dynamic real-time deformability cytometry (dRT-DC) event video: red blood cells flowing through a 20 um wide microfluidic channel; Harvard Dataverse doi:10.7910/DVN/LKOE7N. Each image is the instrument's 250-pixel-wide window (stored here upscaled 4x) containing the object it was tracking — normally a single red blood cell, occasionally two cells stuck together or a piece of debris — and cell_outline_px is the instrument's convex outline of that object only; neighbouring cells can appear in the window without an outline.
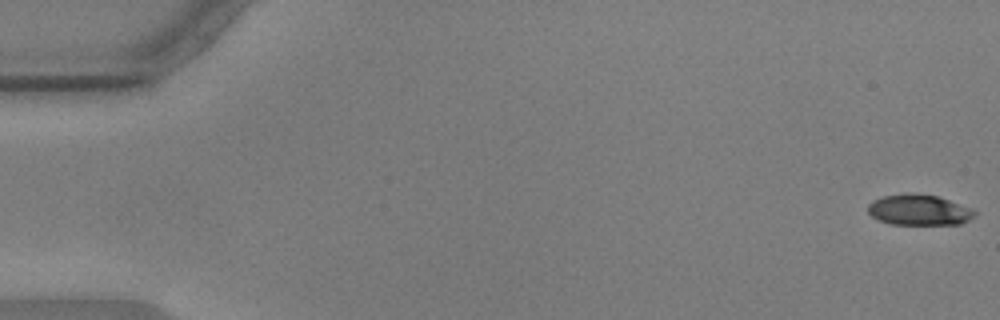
{"species": "common noctule bat (a hibernating species)", "species_latin": "Nyctalus noctula", "temperature_condition": "warm", "stored_images_in_passage": 7, "camera_frame_rate_fps": 3000, "um_per_image_px": 0.085, "animal": {"sex": "male", "body_mass_g": 17.9, "forearm_length_mm": 54.2}, "frame": {"image": 1, "passage_image": 1, "time_ms": 0.0, "image_size_px": [1000, 320], "cell_outline_px": [[976, 216], [960, 224], [888, 224], [872, 216], [868, 212], [868, 204], [872, 200], [884, 196], [908, 192], [936, 196], [972, 208], [976, 212]], "centroid_in_image_um": [78.1, 17.84], "position_along_channel_um": 6.9, "area_um2": 19.07}}